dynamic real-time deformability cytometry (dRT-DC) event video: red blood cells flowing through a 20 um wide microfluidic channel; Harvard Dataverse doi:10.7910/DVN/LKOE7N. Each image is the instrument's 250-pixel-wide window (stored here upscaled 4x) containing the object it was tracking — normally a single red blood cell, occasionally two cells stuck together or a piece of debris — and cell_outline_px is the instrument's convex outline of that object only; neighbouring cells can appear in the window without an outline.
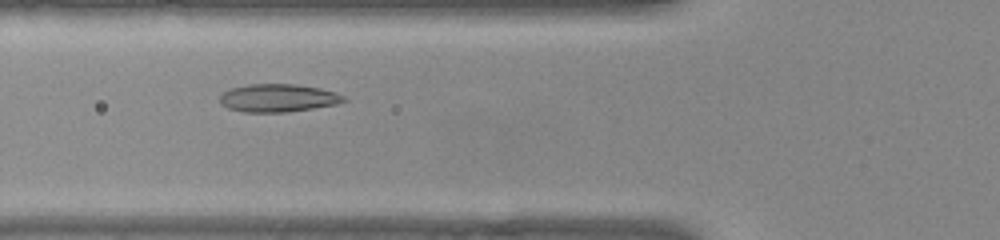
{"species": "common noctule bat (a hibernating species)", "species_latin": "Nyctalus noctula", "temperature_condition": "warm", "stored_images_in_passage": 38, "segment_of_instrument_passage": [1, 2], "camera_frame_rate_fps": 3000, "um_per_image_px": 0.085, "animal": {"sex": "female", "body_mass_g": 22.0, "forearm_length_mm": 56.7}, "frame": {"image": 1, "passage_image": 4, "time_ms": 1.0, "image_size_px": [1000, 240], "cell_outline_px": [[348, 100], [336, 104], [288, 112], [244, 112], [228, 108], [220, 104], [220, 96], [224, 92], [232, 88], [248, 84], [296, 84], [320, 88], [336, 92], [344, 96]], "centroid_in_image_um": [23.64, 8.33], "position_along_channel_um": 102.2, "area_um2": 20.17}}
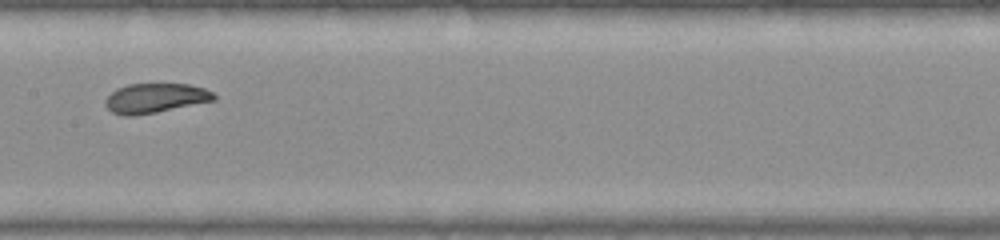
{"frame": {"image": 2, "passage_image": 11, "time_ms": 3.333, "image_size_px": [1000, 240], "cell_outline_px": [[216, 100], [156, 112], [132, 116], [124, 116], [112, 112], [104, 104], [104, 100], [116, 88], [128, 84], [188, 84], [204, 88], [212, 92], [216, 96]], "centroid_in_image_um": [13.18, 8.34], "position_along_channel_um": 194.2, "area_um2": 18.67}}
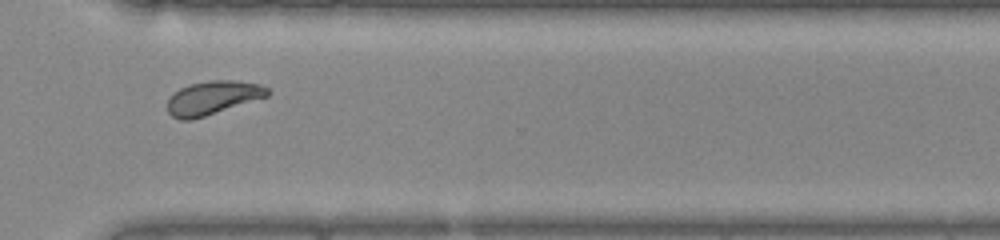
{"frame": {"image": 3, "passage_image": 23, "time_ms": 7.333, "image_size_px": [1000, 240], "cell_outline_px": [[272, 92], [268, 96], [192, 120], [180, 120], [172, 116], [168, 112], [168, 96], [172, 92], [188, 84], [208, 80], [232, 80], [260, 84], [268, 88]], "centroid_in_image_um": [18.06, 8.3], "position_along_channel_um": 352.5, "area_um2": 19.77}}